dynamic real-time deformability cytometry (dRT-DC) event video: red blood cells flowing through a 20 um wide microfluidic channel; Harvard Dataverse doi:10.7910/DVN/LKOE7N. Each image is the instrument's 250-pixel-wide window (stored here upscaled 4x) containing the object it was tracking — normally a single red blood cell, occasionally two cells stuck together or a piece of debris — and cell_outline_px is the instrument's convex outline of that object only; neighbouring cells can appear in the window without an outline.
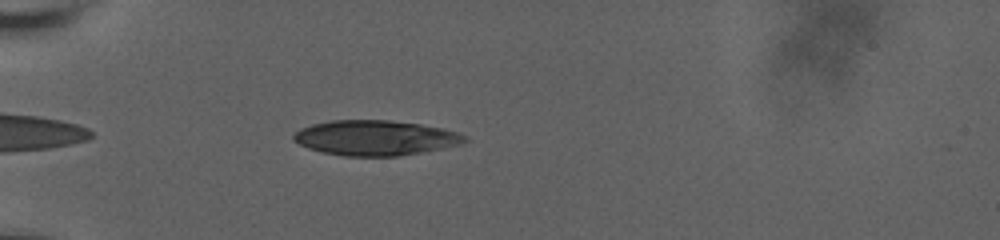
{"species": "human", "species_latin": "Homo sapiens", "temperature_condition": "room temperature", "stored_images_in_passage": 44, "camera_frame_rate_fps": 3000, "um_per_image_px": 0.085, "donor": {"sex": "male"}, "frame": {"image": 1, "passage_image": 4, "time_ms": 1.0, "image_size_px": [1000, 240], "cell_outline_px": [[468, 140], [460, 144], [420, 152], [396, 156], [344, 156], [324, 152], [308, 148], [292, 140], [292, 136], [300, 128], [312, 124], [332, 120], [388, 120], [420, 124], [440, 128], [456, 132], [468, 136]], "centroid_in_image_um": [31.87, 11.71], "position_along_channel_um": 53.1, "area_um2": 34.74}}
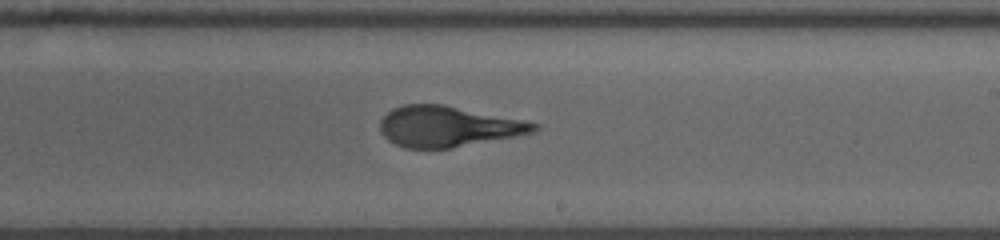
{"frame": {"image": 2, "passage_image": 22, "time_ms": 7.0, "image_size_px": [1000, 240], "cell_outline_px": [[540, 128], [536, 132], [516, 136], [448, 148], [404, 148], [388, 140], [380, 132], [380, 120], [392, 108], [404, 104], [444, 104], [524, 120], [540, 124]], "centroid_in_image_um": [38.08, 10.74], "position_along_channel_um": 250.9, "area_um2": 36.47}}
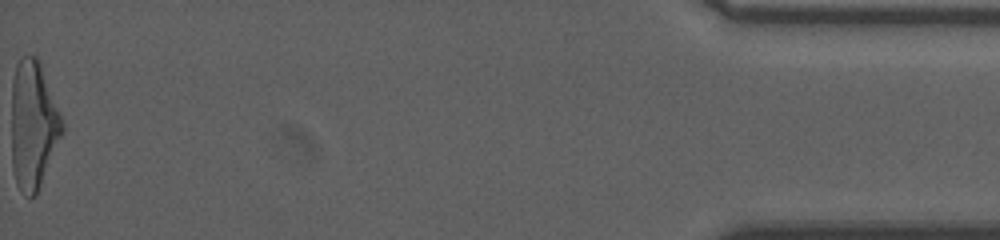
{"frame": {"image": 3, "passage_image": 44, "time_ms": 14.333, "image_size_px": [1000, 240], "cell_outline_px": [[64, 132], [36, 196], [28, 196], [16, 184], [12, 168], [12, 80], [16, 64], [20, 56], [36, 56], [40, 64], [64, 124]], "centroid_in_image_um": [2.82, 10.64], "position_along_channel_um": 432.4, "area_um2": 37.74}, "authors_computed_cell_mechanics": {"area_um2": 36.5296, "velocity_mm_per_s": 3.673, "shape_relaxation_time_tau1_ms": 7.2922, "shape_relaxation_time_tau2_ms": 0.7648, "deformation_change_tau1": 0.2712, "deformation_change_tau2": 0.0834}}